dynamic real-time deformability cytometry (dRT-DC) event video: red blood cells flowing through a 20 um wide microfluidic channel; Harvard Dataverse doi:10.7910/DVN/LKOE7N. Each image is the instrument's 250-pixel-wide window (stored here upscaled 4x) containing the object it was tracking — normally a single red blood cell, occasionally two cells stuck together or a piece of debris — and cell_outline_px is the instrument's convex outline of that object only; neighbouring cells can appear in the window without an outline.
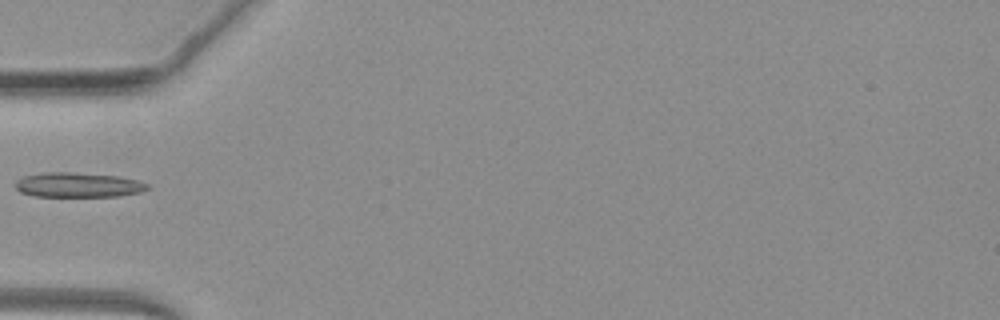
{"species": "common noctule bat (a hibernating species)", "species_latin": "Nyctalus noctula", "temperature_condition": "warm", "stored_images_in_passage": 20, "camera_frame_rate_fps": 3000, "um_per_image_px": 0.085, "animal": {"sex": "female", "body_mass_g": 19.3, "forearm_length_mm": 54.1}, "frame": {"image": 1, "passage_image": 1, "time_ms": 0.0, "image_size_px": [1000, 320], "cell_outline_px": [[148, 188], [140, 192], [116, 196], [36, 196], [20, 192], [16, 188], [16, 180], [24, 176], [44, 172], [72, 172], [120, 176], [136, 180], [148, 184]], "centroid_in_image_um": [6.62, 15.71], "position_along_channel_um": 78.4, "area_um2": 18.9}}
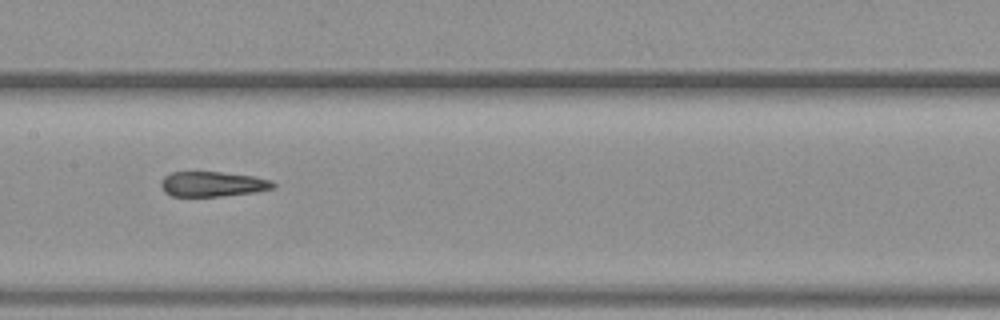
{"frame": {"image": 2, "passage_image": 9, "time_ms": 2.667, "image_size_px": [1000, 320], "cell_outline_px": [[276, 188], [256, 192], [224, 196], [172, 196], [164, 192], [160, 184], [164, 176], [172, 172], [220, 172], [252, 176], [272, 180], [276, 184]], "centroid_in_image_um": [18.1, 15.65], "position_along_channel_um": 189.3, "area_um2": 16.47}}
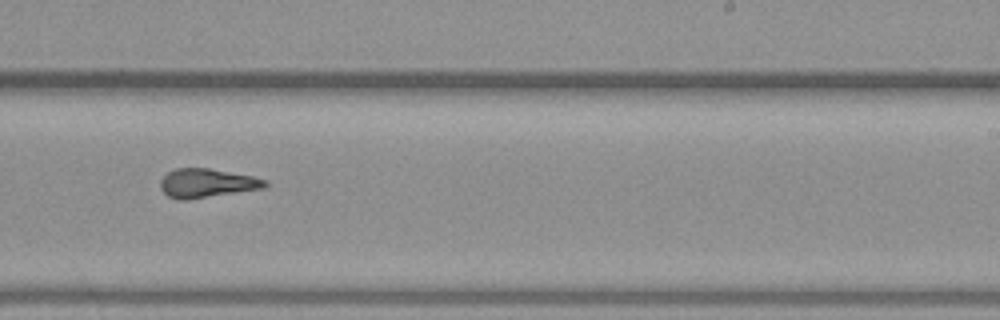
{"frame": {"image": 3, "passage_image": 15, "time_ms": 4.667, "image_size_px": [1000, 320], "cell_outline_px": [[268, 184], [264, 188], [184, 200], [176, 200], [168, 196], [160, 188], [160, 180], [168, 172], [176, 168], [208, 168], [252, 176], [268, 180]], "centroid_in_image_um": [17.57, 15.56], "position_along_channel_um": 271.4, "area_um2": 17.51}}